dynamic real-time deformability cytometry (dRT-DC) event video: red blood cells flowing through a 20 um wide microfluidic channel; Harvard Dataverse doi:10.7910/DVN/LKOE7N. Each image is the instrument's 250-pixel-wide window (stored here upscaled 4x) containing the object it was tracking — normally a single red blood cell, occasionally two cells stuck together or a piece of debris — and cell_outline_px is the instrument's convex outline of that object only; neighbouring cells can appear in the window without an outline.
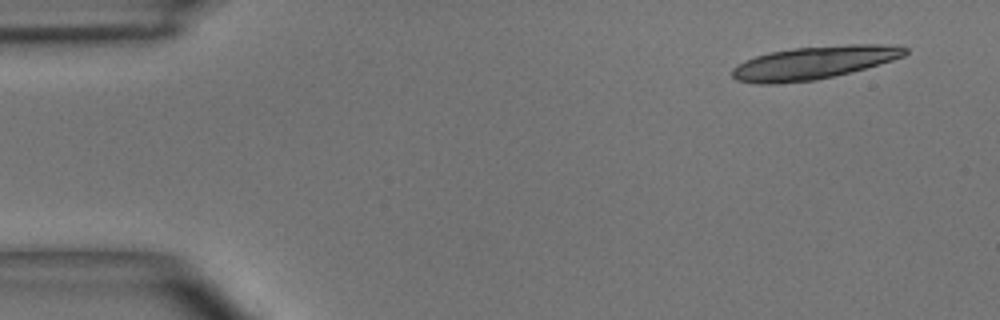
{"species": "common noctule bat (a hibernating species)", "species_latin": "Nyctalus noctula", "temperature_condition": "room temperature", "stored_images_in_passage": 4, "camera_frame_rate_fps": 3000, "um_per_image_px": 0.085, "animal": {"sex": "male", "body_mass_g": 15.6}, "frame": {"image": 1, "passage_image": 1, "time_ms": 0.0, "image_size_px": [1000, 320], "cell_outline_px": [[908, 52], [904, 56], [892, 60], [864, 68], [816, 80], [776, 84], [756, 84], [736, 80], [732, 76], [732, 68], [744, 60], [756, 56], [772, 52], [792, 48], [848, 44], [880, 44], [908, 48]], "centroid_in_image_um": [69.12, 5.33], "position_along_channel_um": 15.9, "area_um2": 33.0}}